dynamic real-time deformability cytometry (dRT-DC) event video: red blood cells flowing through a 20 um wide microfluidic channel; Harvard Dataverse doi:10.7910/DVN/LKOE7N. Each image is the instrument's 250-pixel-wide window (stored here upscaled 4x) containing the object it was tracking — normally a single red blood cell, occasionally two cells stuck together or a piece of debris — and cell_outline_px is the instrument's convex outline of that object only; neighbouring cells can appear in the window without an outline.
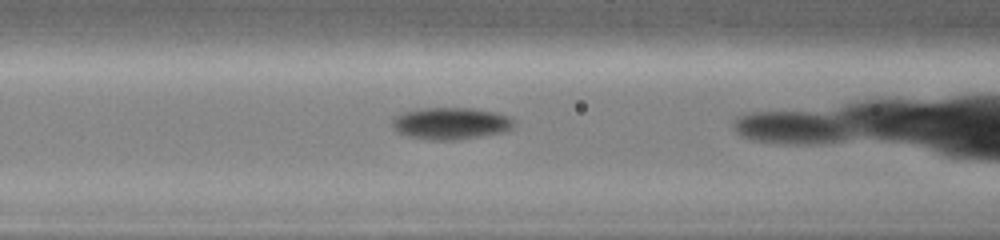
{"species": "common noctule bat (a hibernating species)", "species_latin": "Nyctalus noctula", "temperature_condition": "warm", "stored_images_in_passage": 27, "camera_frame_rate_fps": 3000, "um_per_image_px": 0.085, "animal": {"sex": "female", "body_mass_g": 19.0, "forearm_length_mm": 51.5}, "frame": {"image": 1, "passage_image": 15, "time_ms": 5.0, "image_size_px": [1000, 240], "cell_outline_px": [[512, 128], [504, 132], [456, 140], [428, 140], [408, 136], [396, 132], [392, 128], [392, 120], [396, 116], [404, 112], [424, 108], [472, 108], [496, 112], [508, 116], [512, 120]], "centroid_in_image_um": [38.28, 10.49], "position_along_channel_um": 128.3, "area_um2": 22.6}}
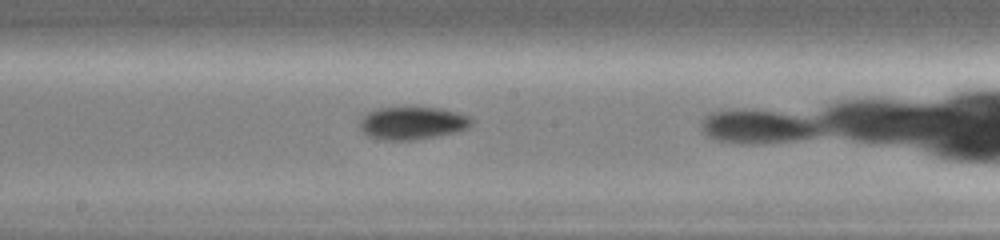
{"frame": {"image": 2, "passage_image": 21, "time_ms": 7.0, "image_size_px": [1000, 240], "cell_outline_px": [[472, 124], [468, 128], [456, 132], [416, 140], [384, 140], [368, 136], [360, 128], [360, 120], [368, 112], [376, 108], [440, 108], [456, 112], [468, 116], [472, 120]], "centroid_in_image_um": [35.05, 10.47], "position_along_channel_um": 213.1, "area_um2": 21.15}}
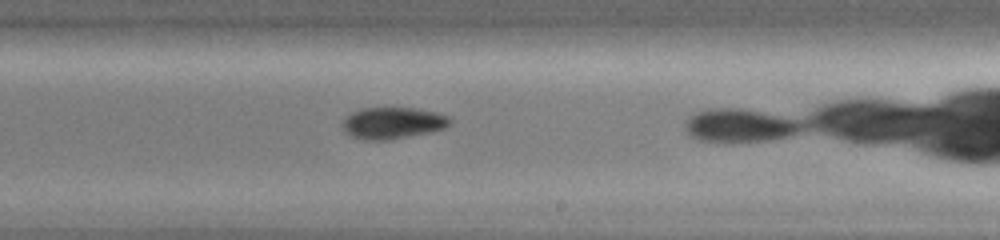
{"frame": {"image": 3, "passage_image": 24, "time_ms": 8.0, "image_size_px": [1000, 240], "cell_outline_px": [[452, 124], [444, 128], [432, 132], [392, 140], [364, 140], [352, 136], [344, 132], [344, 120], [352, 112], [360, 108], [416, 108], [436, 112], [448, 116], [452, 120]], "centroid_in_image_um": [33.43, 10.46], "position_along_channel_um": 255.6, "area_um2": 19.94}}